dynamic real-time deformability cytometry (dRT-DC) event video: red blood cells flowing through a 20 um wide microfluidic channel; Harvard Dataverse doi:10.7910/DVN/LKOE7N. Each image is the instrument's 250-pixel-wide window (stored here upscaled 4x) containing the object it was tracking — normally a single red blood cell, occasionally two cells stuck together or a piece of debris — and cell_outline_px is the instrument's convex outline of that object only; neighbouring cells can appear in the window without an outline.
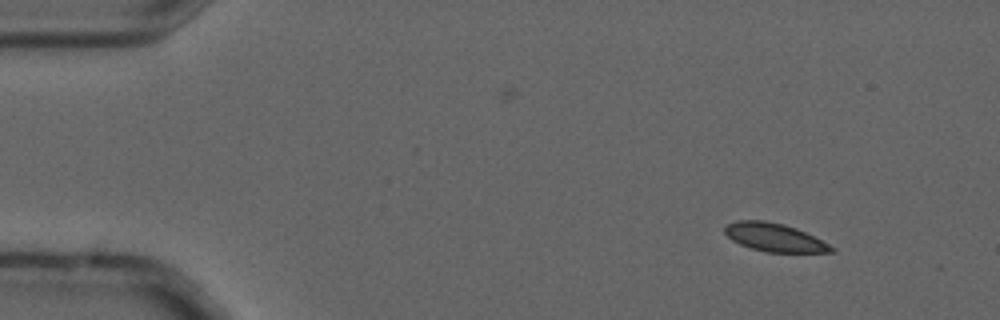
{"species": "common noctule bat (a hibernating species)", "species_latin": "Nyctalus noctula", "temperature_condition": "cold", "stored_images_in_passage": 4, "camera_frame_rate_fps": 3000, "um_per_image_px": 0.085, "animal": {"sex": "male", "forearm_length_mm": 52.5}, "frame": {"image": 1, "passage_image": 1, "time_ms": 0.0, "image_size_px": [1000, 320], "cell_outline_px": [[836, 252], [764, 252], [740, 244], [732, 240], [724, 232], [724, 228], [728, 224], [736, 220], [764, 220], [784, 224], [796, 228], [836, 248]], "centroid_in_image_um": [65.81, 20.18], "position_along_channel_um": 19.2, "area_um2": 17.4}}
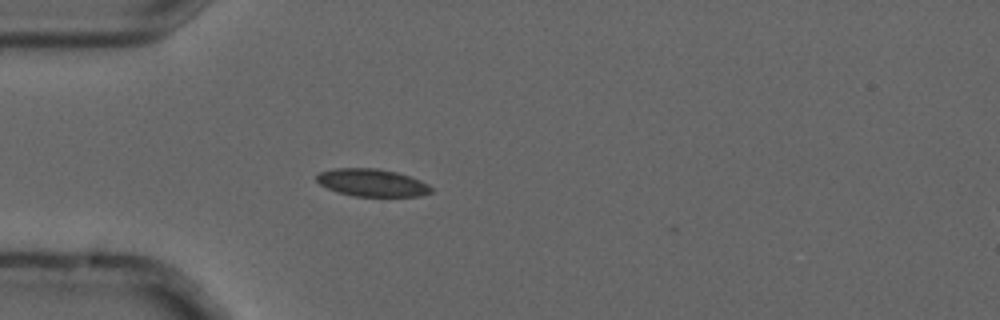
{"frame": {"image": 2, "passage_image": 4, "time_ms": 1.0, "image_size_px": [1000, 320], "cell_outline_px": [[432, 192], [420, 196], [356, 196], [336, 192], [320, 184], [316, 180], [316, 176], [320, 172], [332, 168], [376, 168], [396, 172], [420, 180], [428, 184], [432, 188]], "centroid_in_image_um": [31.61, 15.52], "position_along_channel_um": 53.4, "area_um2": 18.32}}